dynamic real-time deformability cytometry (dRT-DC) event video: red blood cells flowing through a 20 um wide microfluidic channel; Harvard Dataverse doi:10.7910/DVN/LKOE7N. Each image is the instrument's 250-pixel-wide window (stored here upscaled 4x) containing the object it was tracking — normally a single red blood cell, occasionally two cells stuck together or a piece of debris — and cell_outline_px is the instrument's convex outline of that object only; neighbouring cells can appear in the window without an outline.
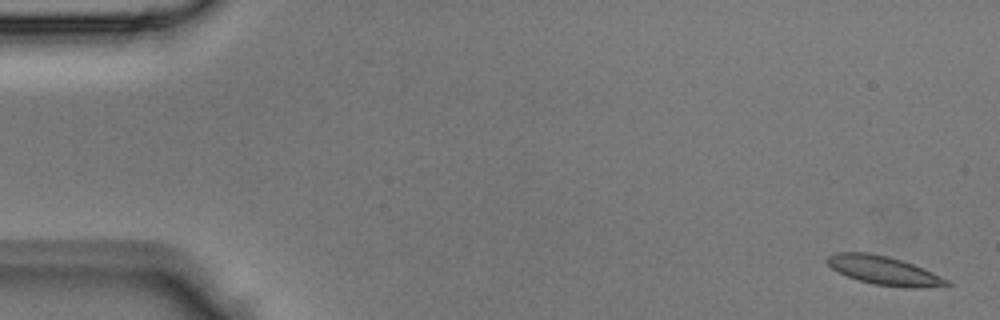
{"species": "Egyptian fruit bat (a non-hibernating species)", "species_latin": "Rousettus aegyptiacus", "temperature_condition": "room temperature", "stored_images_in_passage": 4, "camera_frame_rate_fps": 3000, "um_per_image_px": 0.085, "animal": {"sex": "male"}, "frame": {"image": 1, "passage_image": 1, "time_ms": 0.0, "image_size_px": [1000, 320], "cell_outline_px": [[952, 284], [920, 288], [908, 288], [872, 284], [848, 276], [832, 268], [824, 260], [828, 256], [836, 252], [868, 252], [888, 256], [912, 264], [932, 272], [948, 280]], "centroid_in_image_um": [75.1, 22.99], "position_along_channel_um": 9.9, "area_um2": 19.77}}
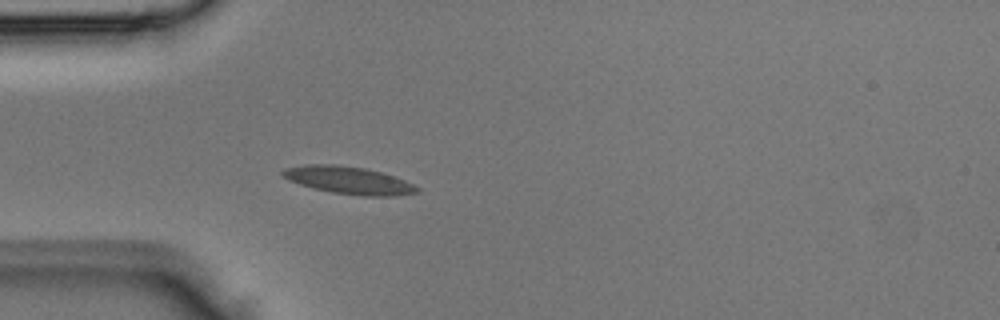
{"frame": {"image": 2, "passage_image": 4, "time_ms": 1.0, "image_size_px": [1000, 320], "cell_outline_px": [[420, 192], [392, 196], [364, 196], [332, 192], [312, 188], [288, 180], [280, 172], [284, 168], [304, 164], [336, 164], [364, 168], [380, 172], [404, 180], [420, 188]], "centroid_in_image_um": [29.61, 15.32], "position_along_channel_um": 55.4, "area_um2": 21.44}}